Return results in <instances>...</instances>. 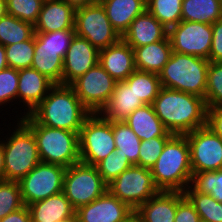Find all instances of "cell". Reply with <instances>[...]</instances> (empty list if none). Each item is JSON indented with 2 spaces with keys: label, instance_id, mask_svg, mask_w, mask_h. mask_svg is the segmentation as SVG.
Here are the masks:
<instances>
[{
  "label": "cell",
  "instance_id": "1",
  "mask_svg": "<svg viewBox=\"0 0 222 222\" xmlns=\"http://www.w3.org/2000/svg\"><path fill=\"white\" fill-rule=\"evenodd\" d=\"M152 105L173 135H186L206 126L207 105L199 96L161 87Z\"/></svg>",
  "mask_w": 222,
  "mask_h": 222
},
{
  "label": "cell",
  "instance_id": "2",
  "mask_svg": "<svg viewBox=\"0 0 222 222\" xmlns=\"http://www.w3.org/2000/svg\"><path fill=\"white\" fill-rule=\"evenodd\" d=\"M91 112L82 104L71 85L54 84L47 96L30 113L41 125L80 132Z\"/></svg>",
  "mask_w": 222,
  "mask_h": 222
},
{
  "label": "cell",
  "instance_id": "3",
  "mask_svg": "<svg viewBox=\"0 0 222 222\" xmlns=\"http://www.w3.org/2000/svg\"><path fill=\"white\" fill-rule=\"evenodd\" d=\"M150 170L159 191L184 192L192 176L187 137L173 135Z\"/></svg>",
  "mask_w": 222,
  "mask_h": 222
},
{
  "label": "cell",
  "instance_id": "4",
  "mask_svg": "<svg viewBox=\"0 0 222 222\" xmlns=\"http://www.w3.org/2000/svg\"><path fill=\"white\" fill-rule=\"evenodd\" d=\"M20 119L35 136L41 162L66 168L80 162L79 132L41 125L30 114Z\"/></svg>",
  "mask_w": 222,
  "mask_h": 222
},
{
  "label": "cell",
  "instance_id": "5",
  "mask_svg": "<svg viewBox=\"0 0 222 222\" xmlns=\"http://www.w3.org/2000/svg\"><path fill=\"white\" fill-rule=\"evenodd\" d=\"M209 60L173 52L158 74L161 87L193 94L205 99Z\"/></svg>",
  "mask_w": 222,
  "mask_h": 222
},
{
  "label": "cell",
  "instance_id": "6",
  "mask_svg": "<svg viewBox=\"0 0 222 222\" xmlns=\"http://www.w3.org/2000/svg\"><path fill=\"white\" fill-rule=\"evenodd\" d=\"M18 119L14 132L2 141L3 180L19 181L41 162L32 130L19 117Z\"/></svg>",
  "mask_w": 222,
  "mask_h": 222
},
{
  "label": "cell",
  "instance_id": "7",
  "mask_svg": "<svg viewBox=\"0 0 222 222\" xmlns=\"http://www.w3.org/2000/svg\"><path fill=\"white\" fill-rule=\"evenodd\" d=\"M115 150L113 122L99 113H91L79 132L80 162L96 166Z\"/></svg>",
  "mask_w": 222,
  "mask_h": 222
},
{
  "label": "cell",
  "instance_id": "8",
  "mask_svg": "<svg viewBox=\"0 0 222 222\" xmlns=\"http://www.w3.org/2000/svg\"><path fill=\"white\" fill-rule=\"evenodd\" d=\"M107 186L96 166L79 162L66 168L62 192L77 210L105 194Z\"/></svg>",
  "mask_w": 222,
  "mask_h": 222
},
{
  "label": "cell",
  "instance_id": "9",
  "mask_svg": "<svg viewBox=\"0 0 222 222\" xmlns=\"http://www.w3.org/2000/svg\"><path fill=\"white\" fill-rule=\"evenodd\" d=\"M107 191L134 211L160 191L154 183L149 168L133 165L112 180Z\"/></svg>",
  "mask_w": 222,
  "mask_h": 222
},
{
  "label": "cell",
  "instance_id": "10",
  "mask_svg": "<svg viewBox=\"0 0 222 222\" xmlns=\"http://www.w3.org/2000/svg\"><path fill=\"white\" fill-rule=\"evenodd\" d=\"M74 29L76 36L87 39L98 50L122 38L113 28L100 2L75 9Z\"/></svg>",
  "mask_w": 222,
  "mask_h": 222
},
{
  "label": "cell",
  "instance_id": "11",
  "mask_svg": "<svg viewBox=\"0 0 222 222\" xmlns=\"http://www.w3.org/2000/svg\"><path fill=\"white\" fill-rule=\"evenodd\" d=\"M65 171L62 165L38 163L18 181L23 204L28 206L62 192Z\"/></svg>",
  "mask_w": 222,
  "mask_h": 222
},
{
  "label": "cell",
  "instance_id": "12",
  "mask_svg": "<svg viewBox=\"0 0 222 222\" xmlns=\"http://www.w3.org/2000/svg\"><path fill=\"white\" fill-rule=\"evenodd\" d=\"M117 81L97 63L71 86L82 104L91 112L99 113L107 104Z\"/></svg>",
  "mask_w": 222,
  "mask_h": 222
},
{
  "label": "cell",
  "instance_id": "13",
  "mask_svg": "<svg viewBox=\"0 0 222 222\" xmlns=\"http://www.w3.org/2000/svg\"><path fill=\"white\" fill-rule=\"evenodd\" d=\"M168 37L173 52L195 55L209 60L212 25L181 20L168 29Z\"/></svg>",
  "mask_w": 222,
  "mask_h": 222
},
{
  "label": "cell",
  "instance_id": "14",
  "mask_svg": "<svg viewBox=\"0 0 222 222\" xmlns=\"http://www.w3.org/2000/svg\"><path fill=\"white\" fill-rule=\"evenodd\" d=\"M189 142L192 173L222 169V139L207 126L185 135Z\"/></svg>",
  "mask_w": 222,
  "mask_h": 222
},
{
  "label": "cell",
  "instance_id": "15",
  "mask_svg": "<svg viewBox=\"0 0 222 222\" xmlns=\"http://www.w3.org/2000/svg\"><path fill=\"white\" fill-rule=\"evenodd\" d=\"M99 61V50L87 39L74 36L63 60L62 84L71 85Z\"/></svg>",
  "mask_w": 222,
  "mask_h": 222
},
{
  "label": "cell",
  "instance_id": "16",
  "mask_svg": "<svg viewBox=\"0 0 222 222\" xmlns=\"http://www.w3.org/2000/svg\"><path fill=\"white\" fill-rule=\"evenodd\" d=\"M134 210L108 191L93 202L79 207L78 222H125Z\"/></svg>",
  "mask_w": 222,
  "mask_h": 222
},
{
  "label": "cell",
  "instance_id": "17",
  "mask_svg": "<svg viewBox=\"0 0 222 222\" xmlns=\"http://www.w3.org/2000/svg\"><path fill=\"white\" fill-rule=\"evenodd\" d=\"M54 83L45 75L33 68L18 70V91L17 99L22 102L27 112L23 115H29L47 96Z\"/></svg>",
  "mask_w": 222,
  "mask_h": 222
},
{
  "label": "cell",
  "instance_id": "18",
  "mask_svg": "<svg viewBox=\"0 0 222 222\" xmlns=\"http://www.w3.org/2000/svg\"><path fill=\"white\" fill-rule=\"evenodd\" d=\"M98 63L117 82L125 81L136 70L134 51L122 38L99 50Z\"/></svg>",
  "mask_w": 222,
  "mask_h": 222
},
{
  "label": "cell",
  "instance_id": "19",
  "mask_svg": "<svg viewBox=\"0 0 222 222\" xmlns=\"http://www.w3.org/2000/svg\"><path fill=\"white\" fill-rule=\"evenodd\" d=\"M168 37V29L147 9L130 24L122 39L133 49Z\"/></svg>",
  "mask_w": 222,
  "mask_h": 222
},
{
  "label": "cell",
  "instance_id": "20",
  "mask_svg": "<svg viewBox=\"0 0 222 222\" xmlns=\"http://www.w3.org/2000/svg\"><path fill=\"white\" fill-rule=\"evenodd\" d=\"M75 9L64 0H46L34 25V32L49 33L74 29Z\"/></svg>",
  "mask_w": 222,
  "mask_h": 222
},
{
  "label": "cell",
  "instance_id": "21",
  "mask_svg": "<svg viewBox=\"0 0 222 222\" xmlns=\"http://www.w3.org/2000/svg\"><path fill=\"white\" fill-rule=\"evenodd\" d=\"M184 197V192L160 191L135 212L144 222H174L177 204Z\"/></svg>",
  "mask_w": 222,
  "mask_h": 222
},
{
  "label": "cell",
  "instance_id": "22",
  "mask_svg": "<svg viewBox=\"0 0 222 222\" xmlns=\"http://www.w3.org/2000/svg\"><path fill=\"white\" fill-rule=\"evenodd\" d=\"M143 105L145 104L137 98L133 89L125 81H119L115 85L111 98L99 114L111 122H121Z\"/></svg>",
  "mask_w": 222,
  "mask_h": 222
},
{
  "label": "cell",
  "instance_id": "23",
  "mask_svg": "<svg viewBox=\"0 0 222 222\" xmlns=\"http://www.w3.org/2000/svg\"><path fill=\"white\" fill-rule=\"evenodd\" d=\"M31 222H59L75 216L76 210L63 192L28 205Z\"/></svg>",
  "mask_w": 222,
  "mask_h": 222
},
{
  "label": "cell",
  "instance_id": "24",
  "mask_svg": "<svg viewBox=\"0 0 222 222\" xmlns=\"http://www.w3.org/2000/svg\"><path fill=\"white\" fill-rule=\"evenodd\" d=\"M113 28L122 37L132 21L146 9V0H99Z\"/></svg>",
  "mask_w": 222,
  "mask_h": 222
},
{
  "label": "cell",
  "instance_id": "25",
  "mask_svg": "<svg viewBox=\"0 0 222 222\" xmlns=\"http://www.w3.org/2000/svg\"><path fill=\"white\" fill-rule=\"evenodd\" d=\"M68 48L42 47L35 36L34 56L31 68L45 75L54 84H62L63 60Z\"/></svg>",
  "mask_w": 222,
  "mask_h": 222
},
{
  "label": "cell",
  "instance_id": "26",
  "mask_svg": "<svg viewBox=\"0 0 222 222\" xmlns=\"http://www.w3.org/2000/svg\"><path fill=\"white\" fill-rule=\"evenodd\" d=\"M124 122L140 140H149L158 136H173L156 115L152 104H145L135 109Z\"/></svg>",
  "mask_w": 222,
  "mask_h": 222
},
{
  "label": "cell",
  "instance_id": "27",
  "mask_svg": "<svg viewBox=\"0 0 222 222\" xmlns=\"http://www.w3.org/2000/svg\"><path fill=\"white\" fill-rule=\"evenodd\" d=\"M136 70L159 74L172 53L169 37L133 48Z\"/></svg>",
  "mask_w": 222,
  "mask_h": 222
},
{
  "label": "cell",
  "instance_id": "28",
  "mask_svg": "<svg viewBox=\"0 0 222 222\" xmlns=\"http://www.w3.org/2000/svg\"><path fill=\"white\" fill-rule=\"evenodd\" d=\"M182 21L212 25L222 19V4L217 0H183Z\"/></svg>",
  "mask_w": 222,
  "mask_h": 222
},
{
  "label": "cell",
  "instance_id": "29",
  "mask_svg": "<svg viewBox=\"0 0 222 222\" xmlns=\"http://www.w3.org/2000/svg\"><path fill=\"white\" fill-rule=\"evenodd\" d=\"M125 82L144 104H153L161 88L159 75L146 71L135 70Z\"/></svg>",
  "mask_w": 222,
  "mask_h": 222
},
{
  "label": "cell",
  "instance_id": "30",
  "mask_svg": "<svg viewBox=\"0 0 222 222\" xmlns=\"http://www.w3.org/2000/svg\"><path fill=\"white\" fill-rule=\"evenodd\" d=\"M113 134L116 153L127 157L133 165L138 166L141 140L135 132L124 122H113Z\"/></svg>",
  "mask_w": 222,
  "mask_h": 222
},
{
  "label": "cell",
  "instance_id": "31",
  "mask_svg": "<svg viewBox=\"0 0 222 222\" xmlns=\"http://www.w3.org/2000/svg\"><path fill=\"white\" fill-rule=\"evenodd\" d=\"M34 26L14 16L0 17V44L4 47L29 40L34 35Z\"/></svg>",
  "mask_w": 222,
  "mask_h": 222
},
{
  "label": "cell",
  "instance_id": "32",
  "mask_svg": "<svg viewBox=\"0 0 222 222\" xmlns=\"http://www.w3.org/2000/svg\"><path fill=\"white\" fill-rule=\"evenodd\" d=\"M185 196L194 205L200 219L206 222H222V203L209 194L194 191L188 186L184 191Z\"/></svg>",
  "mask_w": 222,
  "mask_h": 222
},
{
  "label": "cell",
  "instance_id": "33",
  "mask_svg": "<svg viewBox=\"0 0 222 222\" xmlns=\"http://www.w3.org/2000/svg\"><path fill=\"white\" fill-rule=\"evenodd\" d=\"M183 0H146L147 10L167 29L182 20Z\"/></svg>",
  "mask_w": 222,
  "mask_h": 222
},
{
  "label": "cell",
  "instance_id": "34",
  "mask_svg": "<svg viewBox=\"0 0 222 222\" xmlns=\"http://www.w3.org/2000/svg\"><path fill=\"white\" fill-rule=\"evenodd\" d=\"M189 186L194 191L209 194L222 203V169L192 173Z\"/></svg>",
  "mask_w": 222,
  "mask_h": 222
},
{
  "label": "cell",
  "instance_id": "35",
  "mask_svg": "<svg viewBox=\"0 0 222 222\" xmlns=\"http://www.w3.org/2000/svg\"><path fill=\"white\" fill-rule=\"evenodd\" d=\"M35 48V35L29 40L5 46L6 60L10 68H31Z\"/></svg>",
  "mask_w": 222,
  "mask_h": 222
},
{
  "label": "cell",
  "instance_id": "36",
  "mask_svg": "<svg viewBox=\"0 0 222 222\" xmlns=\"http://www.w3.org/2000/svg\"><path fill=\"white\" fill-rule=\"evenodd\" d=\"M23 206L18 181L0 180V220Z\"/></svg>",
  "mask_w": 222,
  "mask_h": 222
},
{
  "label": "cell",
  "instance_id": "37",
  "mask_svg": "<svg viewBox=\"0 0 222 222\" xmlns=\"http://www.w3.org/2000/svg\"><path fill=\"white\" fill-rule=\"evenodd\" d=\"M43 3L44 0H6L7 14L34 26Z\"/></svg>",
  "mask_w": 222,
  "mask_h": 222
},
{
  "label": "cell",
  "instance_id": "38",
  "mask_svg": "<svg viewBox=\"0 0 222 222\" xmlns=\"http://www.w3.org/2000/svg\"><path fill=\"white\" fill-rule=\"evenodd\" d=\"M205 102L207 108L222 106V62H209Z\"/></svg>",
  "mask_w": 222,
  "mask_h": 222
},
{
  "label": "cell",
  "instance_id": "39",
  "mask_svg": "<svg viewBox=\"0 0 222 222\" xmlns=\"http://www.w3.org/2000/svg\"><path fill=\"white\" fill-rule=\"evenodd\" d=\"M131 166L133 164L129 159L116 151L111 152L96 165L99 174L107 184Z\"/></svg>",
  "mask_w": 222,
  "mask_h": 222
},
{
  "label": "cell",
  "instance_id": "40",
  "mask_svg": "<svg viewBox=\"0 0 222 222\" xmlns=\"http://www.w3.org/2000/svg\"><path fill=\"white\" fill-rule=\"evenodd\" d=\"M172 136H158L149 140H141L138 166L151 168L162 153L164 145Z\"/></svg>",
  "mask_w": 222,
  "mask_h": 222
},
{
  "label": "cell",
  "instance_id": "41",
  "mask_svg": "<svg viewBox=\"0 0 222 222\" xmlns=\"http://www.w3.org/2000/svg\"><path fill=\"white\" fill-rule=\"evenodd\" d=\"M18 70L7 67L0 71V106L17 101Z\"/></svg>",
  "mask_w": 222,
  "mask_h": 222
},
{
  "label": "cell",
  "instance_id": "42",
  "mask_svg": "<svg viewBox=\"0 0 222 222\" xmlns=\"http://www.w3.org/2000/svg\"><path fill=\"white\" fill-rule=\"evenodd\" d=\"M34 35L42 42V47L69 48L76 33L75 29H66L49 33L35 32Z\"/></svg>",
  "mask_w": 222,
  "mask_h": 222
},
{
  "label": "cell",
  "instance_id": "43",
  "mask_svg": "<svg viewBox=\"0 0 222 222\" xmlns=\"http://www.w3.org/2000/svg\"><path fill=\"white\" fill-rule=\"evenodd\" d=\"M200 216L194 205L185 196L178 204L174 222H200Z\"/></svg>",
  "mask_w": 222,
  "mask_h": 222
},
{
  "label": "cell",
  "instance_id": "44",
  "mask_svg": "<svg viewBox=\"0 0 222 222\" xmlns=\"http://www.w3.org/2000/svg\"><path fill=\"white\" fill-rule=\"evenodd\" d=\"M209 61L222 62V19L212 24V43Z\"/></svg>",
  "mask_w": 222,
  "mask_h": 222
},
{
  "label": "cell",
  "instance_id": "45",
  "mask_svg": "<svg viewBox=\"0 0 222 222\" xmlns=\"http://www.w3.org/2000/svg\"><path fill=\"white\" fill-rule=\"evenodd\" d=\"M206 126L222 139V106L207 108Z\"/></svg>",
  "mask_w": 222,
  "mask_h": 222
},
{
  "label": "cell",
  "instance_id": "46",
  "mask_svg": "<svg viewBox=\"0 0 222 222\" xmlns=\"http://www.w3.org/2000/svg\"><path fill=\"white\" fill-rule=\"evenodd\" d=\"M0 222H31V214L28 206L24 205L19 210L9 213Z\"/></svg>",
  "mask_w": 222,
  "mask_h": 222
},
{
  "label": "cell",
  "instance_id": "47",
  "mask_svg": "<svg viewBox=\"0 0 222 222\" xmlns=\"http://www.w3.org/2000/svg\"><path fill=\"white\" fill-rule=\"evenodd\" d=\"M70 4L74 9L85 7L87 5H92L98 3L99 0H64Z\"/></svg>",
  "mask_w": 222,
  "mask_h": 222
},
{
  "label": "cell",
  "instance_id": "48",
  "mask_svg": "<svg viewBox=\"0 0 222 222\" xmlns=\"http://www.w3.org/2000/svg\"><path fill=\"white\" fill-rule=\"evenodd\" d=\"M9 67L7 60H6V51H5V47L0 44V71Z\"/></svg>",
  "mask_w": 222,
  "mask_h": 222
},
{
  "label": "cell",
  "instance_id": "49",
  "mask_svg": "<svg viewBox=\"0 0 222 222\" xmlns=\"http://www.w3.org/2000/svg\"><path fill=\"white\" fill-rule=\"evenodd\" d=\"M3 172H4V150H3L2 140H0V180H3Z\"/></svg>",
  "mask_w": 222,
  "mask_h": 222
},
{
  "label": "cell",
  "instance_id": "50",
  "mask_svg": "<svg viewBox=\"0 0 222 222\" xmlns=\"http://www.w3.org/2000/svg\"><path fill=\"white\" fill-rule=\"evenodd\" d=\"M125 222H144L134 211Z\"/></svg>",
  "mask_w": 222,
  "mask_h": 222
},
{
  "label": "cell",
  "instance_id": "51",
  "mask_svg": "<svg viewBox=\"0 0 222 222\" xmlns=\"http://www.w3.org/2000/svg\"><path fill=\"white\" fill-rule=\"evenodd\" d=\"M7 14L6 0H0V17Z\"/></svg>",
  "mask_w": 222,
  "mask_h": 222
},
{
  "label": "cell",
  "instance_id": "52",
  "mask_svg": "<svg viewBox=\"0 0 222 222\" xmlns=\"http://www.w3.org/2000/svg\"><path fill=\"white\" fill-rule=\"evenodd\" d=\"M59 222H78L76 215L72 218H68L66 220L63 221H59Z\"/></svg>",
  "mask_w": 222,
  "mask_h": 222
}]
</instances>
